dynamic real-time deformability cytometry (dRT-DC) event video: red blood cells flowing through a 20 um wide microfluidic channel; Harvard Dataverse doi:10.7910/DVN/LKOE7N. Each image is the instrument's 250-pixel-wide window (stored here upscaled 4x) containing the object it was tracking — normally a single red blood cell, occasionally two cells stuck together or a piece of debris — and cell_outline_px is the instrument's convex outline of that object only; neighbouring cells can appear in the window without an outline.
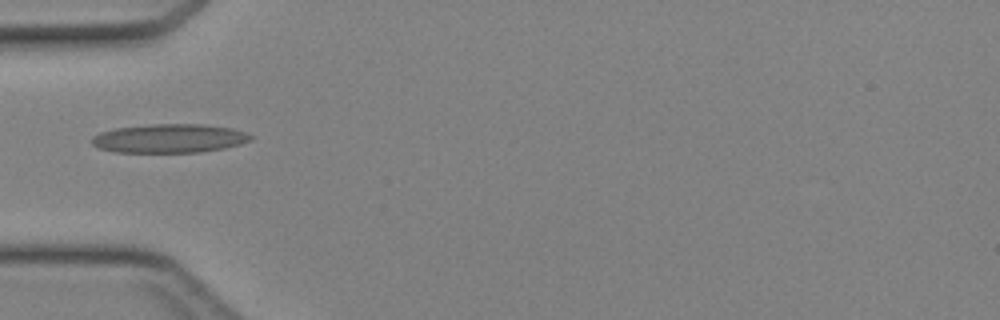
{"species": "Egyptian fruit bat (a non-hibernating species)", "species_latin": "Rousettus aegyptiacus", "temperature_condition": "cold", "stored_images_in_passage": 31, "camera_frame_rate_fps": 3000, "um_per_image_px": 0.085, "animal": {"sex": "female"}, "frame": {"image": 1, "passage_image": 1, "time_ms": 0.0, "image_size_px": [1000, 320], "cell_outline_px": [[252, 140], [240, 144], [224, 148], [200, 152], [116, 152], [100, 148], [92, 144], [92, 136], [100, 132], [116, 128], [152, 124], [200, 124], [232, 128], [244, 132], [252, 136]], "centroid_in_image_um": [14.4, 11.76], "position_along_channel_um": 70.6, "area_um2": 26.53}}
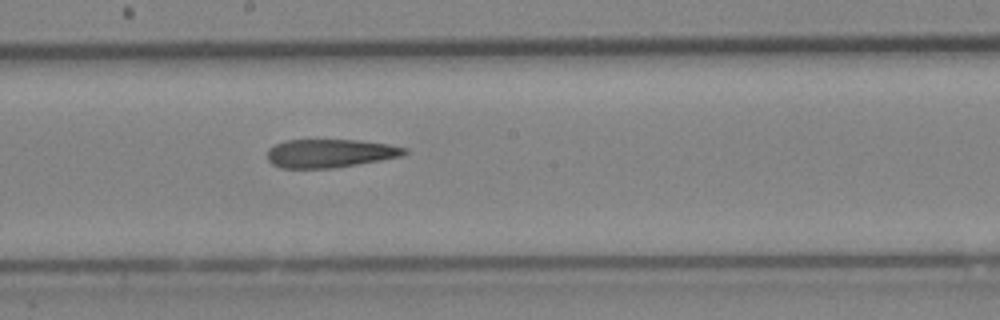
{"frame": {"image": 2, "passage_image": 11, "time_ms": 3.333, "image_size_px": [1000, 320], "cell_outline_px": [[408, 152], [400, 156], [356, 164], [332, 168], [280, 168], [272, 164], [268, 160], [268, 148], [284, 140], [356, 140], [388, 144], [408, 148]], "centroid_in_image_um": [28.01, 13.02], "position_along_channel_um": 220.2, "area_um2": 22.54}}
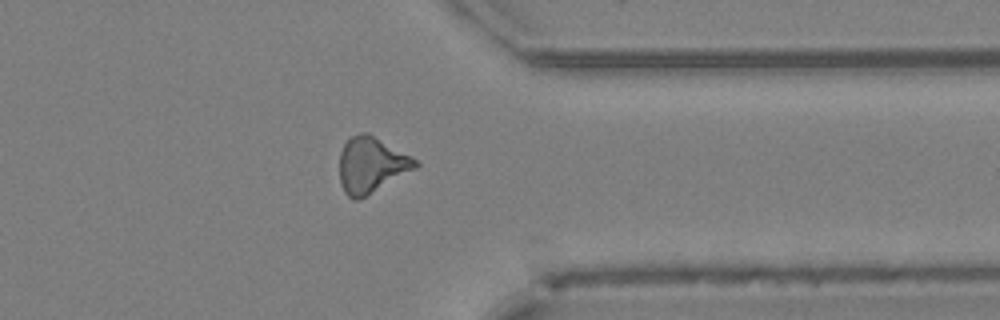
{"frame": {"image": 3, "passage_image": 22, "time_ms": 7.0, "image_size_px": [1000, 320], "cell_outline_px": [[420, 164], [416, 168], [360, 200], [352, 200], [344, 192], [340, 184], [340, 152], [344, 144], [352, 136], [360, 132], [368, 132], [416, 160]], "centroid_in_image_um": [31.53, 14.04], "position_along_channel_um": 379.9, "area_um2": 24.51}}